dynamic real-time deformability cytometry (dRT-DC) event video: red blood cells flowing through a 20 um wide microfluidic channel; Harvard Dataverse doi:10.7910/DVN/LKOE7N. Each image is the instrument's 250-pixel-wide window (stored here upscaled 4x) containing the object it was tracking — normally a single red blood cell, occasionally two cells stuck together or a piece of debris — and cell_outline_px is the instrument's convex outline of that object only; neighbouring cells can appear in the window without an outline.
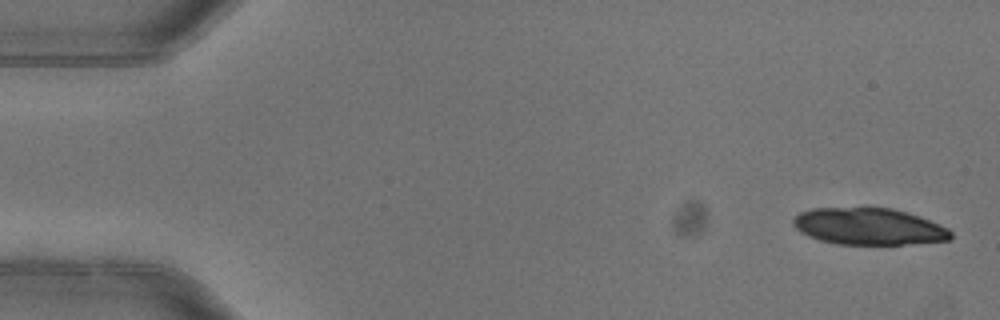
{"species": "common noctule bat (a hibernating species)", "species_latin": "Nyctalus noctula", "temperature_condition": "warm", "stored_images_in_passage": 6, "camera_frame_rate_fps": 3000, "um_per_image_px": 0.085, "animal": {"sex": "female"}, "frame": {"image": 1, "passage_image": 1, "time_ms": 0.0, "image_size_px": [1000, 320], "cell_outline_px": [[952, 236], [948, 240], [904, 244], [836, 244], [820, 240], [808, 236], [800, 232], [792, 224], [792, 220], [800, 212], [812, 208], [868, 204], [892, 208], [920, 216], [948, 228], [952, 232]], "centroid_in_image_um": [73.79, 19.19], "position_along_channel_um": 11.2, "area_um2": 34.8}}
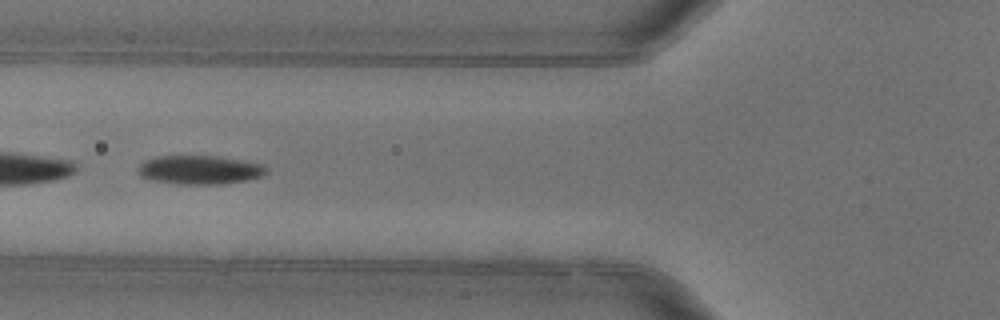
{"frame": {"image": 2, "passage_image": 6, "time_ms": 1.667, "image_size_px": [1000, 320], "cell_outline_px": [[268, 172], [260, 176], [248, 180], [220, 184], [176, 184], [148, 180], [140, 176], [136, 168], [144, 160], [156, 156], [216, 156], [264, 164]], "centroid_in_image_um": [16.91, 14.44], "position_along_channel_um": 108.9, "area_um2": 21.73}}